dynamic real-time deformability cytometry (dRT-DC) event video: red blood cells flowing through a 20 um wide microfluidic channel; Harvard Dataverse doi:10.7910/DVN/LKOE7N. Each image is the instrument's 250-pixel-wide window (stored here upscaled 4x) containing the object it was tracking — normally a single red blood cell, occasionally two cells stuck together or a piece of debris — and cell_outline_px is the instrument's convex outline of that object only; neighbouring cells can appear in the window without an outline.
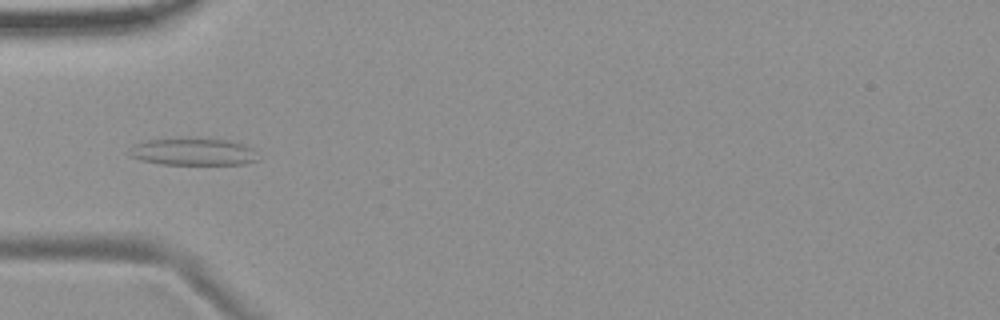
{"species": "common noctule bat (a hibernating species)", "species_latin": "Nyctalus noctula", "temperature_condition": "room temperature", "stored_images_in_passage": 6, "camera_frame_rate_fps": 3000, "um_per_image_px": 0.085, "animal": {"sex": "female", "body_mass_g": 19.9}, "frame": {"image": 1, "passage_image": 4, "time_ms": 3.333, "image_size_px": [1000, 320], "cell_outline_px": [[260, 160], [244, 164], [160, 164], [140, 160], [128, 156], [128, 152], [136, 144], [148, 140], [200, 136], [228, 140], [252, 148]], "centroid_in_image_um": [16.42, 12.88], "position_along_channel_um": 68.6, "area_um2": 20.87}}
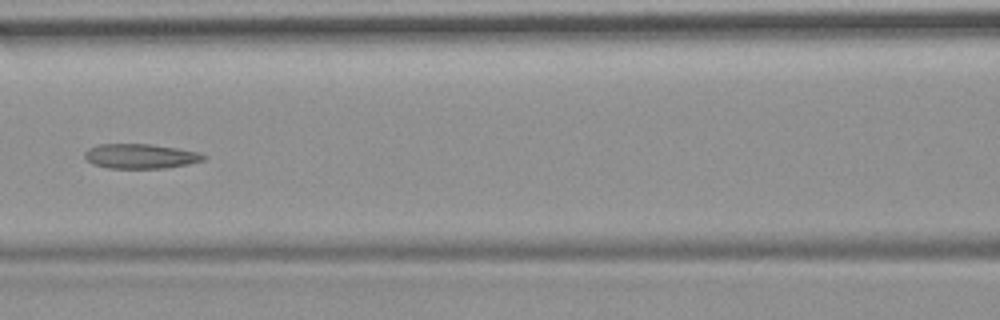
{"frame": {"image": 2, "passage_image": 6, "time_ms": 5.667, "image_size_px": [1000, 320], "cell_outline_px": [[208, 156], [204, 160], [188, 164], [164, 168], [108, 168], [92, 164], [84, 156], [84, 152], [88, 148], [100, 144], [152, 144], [200, 152]], "centroid_in_image_um": [11.95, 13.27], "position_along_channel_um": 154.6, "area_um2": 17.17}}